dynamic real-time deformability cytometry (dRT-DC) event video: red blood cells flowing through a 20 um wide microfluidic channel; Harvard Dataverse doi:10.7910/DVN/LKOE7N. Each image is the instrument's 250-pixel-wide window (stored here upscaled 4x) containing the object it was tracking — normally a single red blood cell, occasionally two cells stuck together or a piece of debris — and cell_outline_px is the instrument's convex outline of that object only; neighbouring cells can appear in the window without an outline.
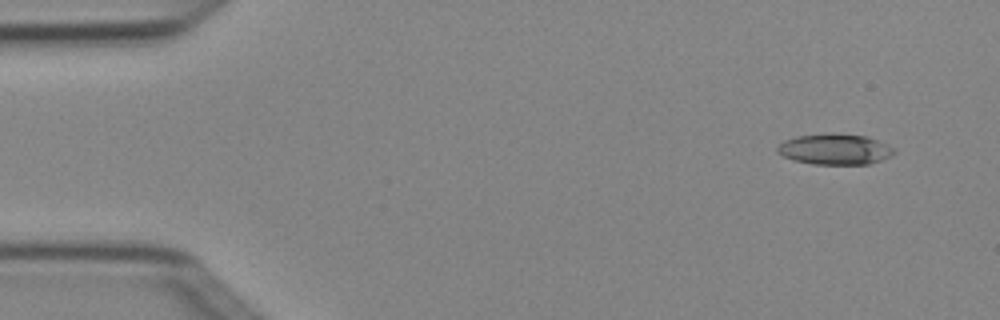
{"species": "Egyptian fruit bat (a non-hibernating species)", "species_latin": "Rousettus aegyptiacus", "temperature_condition": "cold", "stored_images_in_passage": 4, "camera_frame_rate_fps": 3000, "um_per_image_px": 0.085, "animal": {"sex": "female"}, "frame": {"image": 1, "passage_image": 1, "time_ms": 0.0, "image_size_px": [1000, 320], "cell_outline_px": [[896, 152], [880, 160], [868, 164], [816, 164], [792, 160], [776, 152], [776, 148], [784, 140], [796, 136], [824, 132], [832, 132], [868, 136], [896, 148]], "centroid_in_image_um": [70.95, 12.66], "position_along_channel_um": 14.1, "area_um2": 21.21}}
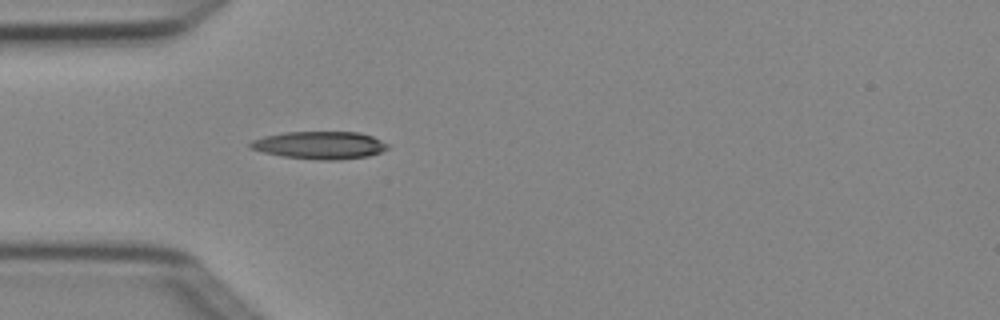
{"frame": {"image": 2, "passage_image": 4, "time_ms": 1.0, "image_size_px": [1000, 320], "cell_outline_px": [[388, 148], [380, 152], [368, 156], [340, 160], [320, 160], [280, 156], [248, 148], [248, 144], [252, 140], [264, 136], [284, 132], [360, 132], [372, 136], [388, 144]], "centroid_in_image_um": [27.15, 12.34], "position_along_channel_um": 57.8, "area_um2": 22.2}}